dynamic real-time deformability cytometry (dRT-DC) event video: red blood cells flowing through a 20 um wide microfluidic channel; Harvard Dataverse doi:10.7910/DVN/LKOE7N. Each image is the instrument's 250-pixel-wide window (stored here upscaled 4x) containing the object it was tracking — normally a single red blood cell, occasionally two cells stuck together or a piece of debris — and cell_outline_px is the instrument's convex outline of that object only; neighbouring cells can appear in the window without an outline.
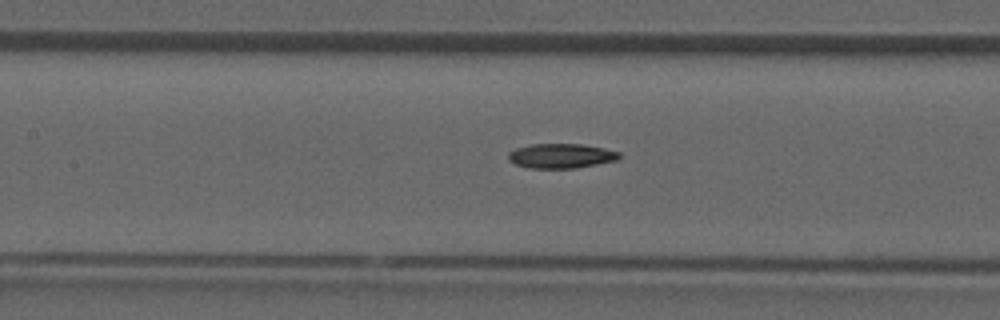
{"species": "common noctule bat (a hibernating species)", "species_latin": "Nyctalus noctula", "temperature_condition": "room temperature", "stored_images_in_passage": 38, "camera_frame_rate_fps": 3000, "um_per_image_px": 0.085, "animal": {"sex": "male", "forearm_length_mm": 52.5}, "frame": {"image": 1, "passage_image": 22, "time_ms": 7.0, "image_size_px": [1000, 320], "cell_outline_px": [[620, 156], [616, 160], [576, 168], [528, 168], [516, 164], [508, 160], [508, 152], [516, 148], [532, 144], [580, 144], [604, 148], [620, 152]], "centroid_in_image_um": [47.66, 13.25], "position_along_channel_um": 159.7, "area_um2": 15.84}}